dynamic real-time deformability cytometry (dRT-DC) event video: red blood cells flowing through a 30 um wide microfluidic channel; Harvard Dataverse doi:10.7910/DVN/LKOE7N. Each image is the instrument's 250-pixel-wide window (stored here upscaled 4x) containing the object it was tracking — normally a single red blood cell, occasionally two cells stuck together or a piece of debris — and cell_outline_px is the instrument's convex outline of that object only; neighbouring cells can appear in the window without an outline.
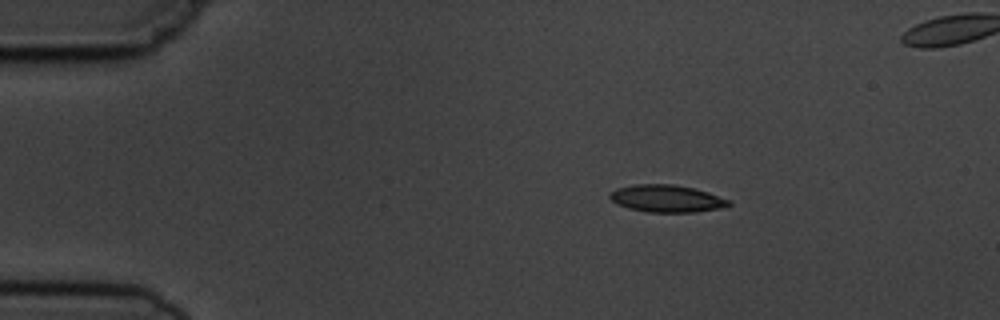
{"species": "common noctule bat (a hibernating species)", "species_latin": "Nyctalus noctula", "temperature_condition": "cold", "stored_images_in_passage": 5, "camera_frame_rate_fps": 3000, "um_per_image_px": 0.085, "animal": {"sex": "male", "body_mass_g": 19.5, "forearm_length_mm": 54.6}, "frame": {"image": 1, "passage_image": 2, "time_ms": 2.0, "image_size_px": [1000, 320], "cell_outline_px": [[732, 204], [720, 208], [696, 212], [648, 212], [628, 208], [616, 204], [608, 196], [616, 188], [636, 184], [672, 184], [692, 188], [708, 192], [728, 200]], "centroid_in_image_um": [56.63, 16.88], "position_along_channel_um": 28.4, "area_um2": 18.73}}